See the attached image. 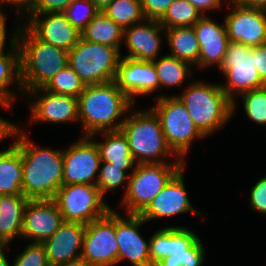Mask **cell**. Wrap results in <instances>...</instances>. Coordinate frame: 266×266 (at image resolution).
<instances>
[{"label":"cell","instance_id":"22","mask_svg":"<svg viewBox=\"0 0 266 266\" xmlns=\"http://www.w3.org/2000/svg\"><path fill=\"white\" fill-rule=\"evenodd\" d=\"M85 224L63 222L42 244L50 266H58L81 257Z\"/></svg>","mask_w":266,"mask_h":266},{"label":"cell","instance_id":"12","mask_svg":"<svg viewBox=\"0 0 266 266\" xmlns=\"http://www.w3.org/2000/svg\"><path fill=\"white\" fill-rule=\"evenodd\" d=\"M93 138L84 136L63 150V185H96L101 159Z\"/></svg>","mask_w":266,"mask_h":266},{"label":"cell","instance_id":"41","mask_svg":"<svg viewBox=\"0 0 266 266\" xmlns=\"http://www.w3.org/2000/svg\"><path fill=\"white\" fill-rule=\"evenodd\" d=\"M74 0H39L37 6L28 15L64 12Z\"/></svg>","mask_w":266,"mask_h":266},{"label":"cell","instance_id":"34","mask_svg":"<svg viewBox=\"0 0 266 266\" xmlns=\"http://www.w3.org/2000/svg\"><path fill=\"white\" fill-rule=\"evenodd\" d=\"M204 246L199 238L188 250L173 252V255L159 260L154 266H202Z\"/></svg>","mask_w":266,"mask_h":266},{"label":"cell","instance_id":"2","mask_svg":"<svg viewBox=\"0 0 266 266\" xmlns=\"http://www.w3.org/2000/svg\"><path fill=\"white\" fill-rule=\"evenodd\" d=\"M133 104L115 81L86 85L78 97V118L82 123L84 136L120 130L125 116L120 121L118 118L129 113Z\"/></svg>","mask_w":266,"mask_h":266},{"label":"cell","instance_id":"15","mask_svg":"<svg viewBox=\"0 0 266 266\" xmlns=\"http://www.w3.org/2000/svg\"><path fill=\"white\" fill-rule=\"evenodd\" d=\"M25 26L39 40L68 52L81 38V32L72 26L63 12L29 15Z\"/></svg>","mask_w":266,"mask_h":266},{"label":"cell","instance_id":"35","mask_svg":"<svg viewBox=\"0 0 266 266\" xmlns=\"http://www.w3.org/2000/svg\"><path fill=\"white\" fill-rule=\"evenodd\" d=\"M246 115L257 124H266V86L240 94Z\"/></svg>","mask_w":266,"mask_h":266},{"label":"cell","instance_id":"45","mask_svg":"<svg viewBox=\"0 0 266 266\" xmlns=\"http://www.w3.org/2000/svg\"><path fill=\"white\" fill-rule=\"evenodd\" d=\"M19 130L20 129L15 126V124L6 121L5 118L3 119L0 117V142L6 137L13 135L17 136Z\"/></svg>","mask_w":266,"mask_h":266},{"label":"cell","instance_id":"3","mask_svg":"<svg viewBox=\"0 0 266 266\" xmlns=\"http://www.w3.org/2000/svg\"><path fill=\"white\" fill-rule=\"evenodd\" d=\"M20 48L21 84L26 94L43 88L68 66V51L39 40L25 25L17 31Z\"/></svg>","mask_w":266,"mask_h":266},{"label":"cell","instance_id":"44","mask_svg":"<svg viewBox=\"0 0 266 266\" xmlns=\"http://www.w3.org/2000/svg\"><path fill=\"white\" fill-rule=\"evenodd\" d=\"M193 6L197 8V10L205 15V11L217 10L220 8L223 0H187Z\"/></svg>","mask_w":266,"mask_h":266},{"label":"cell","instance_id":"1","mask_svg":"<svg viewBox=\"0 0 266 266\" xmlns=\"http://www.w3.org/2000/svg\"><path fill=\"white\" fill-rule=\"evenodd\" d=\"M16 138L21 149L23 195L29 200L53 199L63 185V150L38 147L21 130Z\"/></svg>","mask_w":266,"mask_h":266},{"label":"cell","instance_id":"30","mask_svg":"<svg viewBox=\"0 0 266 266\" xmlns=\"http://www.w3.org/2000/svg\"><path fill=\"white\" fill-rule=\"evenodd\" d=\"M153 65L159 80V88L181 86L186 78H190L192 73L190 65L176 57L166 54L153 60Z\"/></svg>","mask_w":266,"mask_h":266},{"label":"cell","instance_id":"47","mask_svg":"<svg viewBox=\"0 0 266 266\" xmlns=\"http://www.w3.org/2000/svg\"><path fill=\"white\" fill-rule=\"evenodd\" d=\"M245 6L266 10V0H236Z\"/></svg>","mask_w":266,"mask_h":266},{"label":"cell","instance_id":"9","mask_svg":"<svg viewBox=\"0 0 266 266\" xmlns=\"http://www.w3.org/2000/svg\"><path fill=\"white\" fill-rule=\"evenodd\" d=\"M251 49L252 46L230 41L223 63L218 68L226 77V85L220 84V87L232 101V113L237 105L235 95L266 86L255 69V57Z\"/></svg>","mask_w":266,"mask_h":266},{"label":"cell","instance_id":"50","mask_svg":"<svg viewBox=\"0 0 266 266\" xmlns=\"http://www.w3.org/2000/svg\"><path fill=\"white\" fill-rule=\"evenodd\" d=\"M91 1L100 11H103L113 0H91Z\"/></svg>","mask_w":266,"mask_h":266},{"label":"cell","instance_id":"43","mask_svg":"<svg viewBox=\"0 0 266 266\" xmlns=\"http://www.w3.org/2000/svg\"><path fill=\"white\" fill-rule=\"evenodd\" d=\"M39 0H1V5L9 3L10 5L13 4L17 8L18 15L22 14L23 11H26L28 14L37 6ZM22 11V13H21Z\"/></svg>","mask_w":266,"mask_h":266},{"label":"cell","instance_id":"49","mask_svg":"<svg viewBox=\"0 0 266 266\" xmlns=\"http://www.w3.org/2000/svg\"><path fill=\"white\" fill-rule=\"evenodd\" d=\"M7 247V244H0V266H12L9 264L7 256L5 255L4 251Z\"/></svg>","mask_w":266,"mask_h":266},{"label":"cell","instance_id":"32","mask_svg":"<svg viewBox=\"0 0 266 266\" xmlns=\"http://www.w3.org/2000/svg\"><path fill=\"white\" fill-rule=\"evenodd\" d=\"M102 12L123 30L145 19L140 0H113Z\"/></svg>","mask_w":266,"mask_h":266},{"label":"cell","instance_id":"20","mask_svg":"<svg viewBox=\"0 0 266 266\" xmlns=\"http://www.w3.org/2000/svg\"><path fill=\"white\" fill-rule=\"evenodd\" d=\"M165 29L158 20L144 19L124 29L123 41L128 49V57L136 60L153 61L159 56L161 32Z\"/></svg>","mask_w":266,"mask_h":266},{"label":"cell","instance_id":"39","mask_svg":"<svg viewBox=\"0 0 266 266\" xmlns=\"http://www.w3.org/2000/svg\"><path fill=\"white\" fill-rule=\"evenodd\" d=\"M250 208L266 215V175L250 191Z\"/></svg>","mask_w":266,"mask_h":266},{"label":"cell","instance_id":"14","mask_svg":"<svg viewBox=\"0 0 266 266\" xmlns=\"http://www.w3.org/2000/svg\"><path fill=\"white\" fill-rule=\"evenodd\" d=\"M127 217L125 219L116 212L118 263L128 259L134 266H154L150 259V243L139 232L145 221L138 214H127Z\"/></svg>","mask_w":266,"mask_h":266},{"label":"cell","instance_id":"6","mask_svg":"<svg viewBox=\"0 0 266 266\" xmlns=\"http://www.w3.org/2000/svg\"><path fill=\"white\" fill-rule=\"evenodd\" d=\"M181 159L170 163H141L129 173L122 204L127 214L140 215L170 179L184 167Z\"/></svg>","mask_w":266,"mask_h":266},{"label":"cell","instance_id":"25","mask_svg":"<svg viewBox=\"0 0 266 266\" xmlns=\"http://www.w3.org/2000/svg\"><path fill=\"white\" fill-rule=\"evenodd\" d=\"M28 201L24 195H0V244L8 245L21 236Z\"/></svg>","mask_w":266,"mask_h":266},{"label":"cell","instance_id":"27","mask_svg":"<svg viewBox=\"0 0 266 266\" xmlns=\"http://www.w3.org/2000/svg\"><path fill=\"white\" fill-rule=\"evenodd\" d=\"M19 26L16 27V34L10 39V47L8 53L0 54V98L4 102H13L16 99L14 93L9 90V86L14 82L18 90H22L21 84V65H20V48L17 43V31ZM15 98V99H14Z\"/></svg>","mask_w":266,"mask_h":266},{"label":"cell","instance_id":"24","mask_svg":"<svg viewBox=\"0 0 266 266\" xmlns=\"http://www.w3.org/2000/svg\"><path fill=\"white\" fill-rule=\"evenodd\" d=\"M103 133L104 142L94 141L99 152L101 162H109L116 167H122V171L127 172L131 169V173L135 170L137 162L131 155L127 137L122 130L105 131L93 134L95 137Z\"/></svg>","mask_w":266,"mask_h":266},{"label":"cell","instance_id":"17","mask_svg":"<svg viewBox=\"0 0 266 266\" xmlns=\"http://www.w3.org/2000/svg\"><path fill=\"white\" fill-rule=\"evenodd\" d=\"M63 222L53 199L29 200L24 210L21 237L34 240L32 243H43Z\"/></svg>","mask_w":266,"mask_h":266},{"label":"cell","instance_id":"10","mask_svg":"<svg viewBox=\"0 0 266 266\" xmlns=\"http://www.w3.org/2000/svg\"><path fill=\"white\" fill-rule=\"evenodd\" d=\"M53 200L65 222L86 225L104 216L111 209L98 187L91 184L62 185Z\"/></svg>","mask_w":266,"mask_h":266},{"label":"cell","instance_id":"38","mask_svg":"<svg viewBox=\"0 0 266 266\" xmlns=\"http://www.w3.org/2000/svg\"><path fill=\"white\" fill-rule=\"evenodd\" d=\"M12 266H50L42 243H29Z\"/></svg>","mask_w":266,"mask_h":266},{"label":"cell","instance_id":"33","mask_svg":"<svg viewBox=\"0 0 266 266\" xmlns=\"http://www.w3.org/2000/svg\"><path fill=\"white\" fill-rule=\"evenodd\" d=\"M86 85L68 65L60 70L44 87V90L78 98Z\"/></svg>","mask_w":266,"mask_h":266},{"label":"cell","instance_id":"40","mask_svg":"<svg viewBox=\"0 0 266 266\" xmlns=\"http://www.w3.org/2000/svg\"><path fill=\"white\" fill-rule=\"evenodd\" d=\"M174 0H140L145 19L159 20Z\"/></svg>","mask_w":266,"mask_h":266},{"label":"cell","instance_id":"7","mask_svg":"<svg viewBox=\"0 0 266 266\" xmlns=\"http://www.w3.org/2000/svg\"><path fill=\"white\" fill-rule=\"evenodd\" d=\"M120 59L116 47L90 42L82 37L68 52V65L85 85L114 81Z\"/></svg>","mask_w":266,"mask_h":266},{"label":"cell","instance_id":"46","mask_svg":"<svg viewBox=\"0 0 266 266\" xmlns=\"http://www.w3.org/2000/svg\"><path fill=\"white\" fill-rule=\"evenodd\" d=\"M5 42H6V23H5V16L0 11V54L5 53Z\"/></svg>","mask_w":266,"mask_h":266},{"label":"cell","instance_id":"16","mask_svg":"<svg viewBox=\"0 0 266 266\" xmlns=\"http://www.w3.org/2000/svg\"><path fill=\"white\" fill-rule=\"evenodd\" d=\"M114 81L133 103L135 96L151 94L159 89V80L152 61L122 56Z\"/></svg>","mask_w":266,"mask_h":266},{"label":"cell","instance_id":"36","mask_svg":"<svg viewBox=\"0 0 266 266\" xmlns=\"http://www.w3.org/2000/svg\"><path fill=\"white\" fill-rule=\"evenodd\" d=\"M100 12L91 0H74L63 12L80 32Z\"/></svg>","mask_w":266,"mask_h":266},{"label":"cell","instance_id":"26","mask_svg":"<svg viewBox=\"0 0 266 266\" xmlns=\"http://www.w3.org/2000/svg\"><path fill=\"white\" fill-rule=\"evenodd\" d=\"M21 149L16 143L0 151V195H23Z\"/></svg>","mask_w":266,"mask_h":266},{"label":"cell","instance_id":"19","mask_svg":"<svg viewBox=\"0 0 266 266\" xmlns=\"http://www.w3.org/2000/svg\"><path fill=\"white\" fill-rule=\"evenodd\" d=\"M42 93L31 105L30 114L34 122L64 123L76 122L78 118V98L60 95L43 88L28 91L25 95ZM45 94V95H44Z\"/></svg>","mask_w":266,"mask_h":266},{"label":"cell","instance_id":"23","mask_svg":"<svg viewBox=\"0 0 266 266\" xmlns=\"http://www.w3.org/2000/svg\"><path fill=\"white\" fill-rule=\"evenodd\" d=\"M198 239L193 231L180 226L161 228L149 240L151 263L154 265L173 252L188 250Z\"/></svg>","mask_w":266,"mask_h":266},{"label":"cell","instance_id":"29","mask_svg":"<svg viewBox=\"0 0 266 266\" xmlns=\"http://www.w3.org/2000/svg\"><path fill=\"white\" fill-rule=\"evenodd\" d=\"M124 30L100 11L82 30L81 37L87 41L116 47L120 51Z\"/></svg>","mask_w":266,"mask_h":266},{"label":"cell","instance_id":"11","mask_svg":"<svg viewBox=\"0 0 266 266\" xmlns=\"http://www.w3.org/2000/svg\"><path fill=\"white\" fill-rule=\"evenodd\" d=\"M118 251L116 211L111 208L85 225L81 257L91 266H113L118 263Z\"/></svg>","mask_w":266,"mask_h":266},{"label":"cell","instance_id":"37","mask_svg":"<svg viewBox=\"0 0 266 266\" xmlns=\"http://www.w3.org/2000/svg\"><path fill=\"white\" fill-rule=\"evenodd\" d=\"M127 174V172L122 171V167L113 166L109 162H101L96 183L101 196L103 197L106 192L123 185L125 180H127L126 185H128L129 174L128 176Z\"/></svg>","mask_w":266,"mask_h":266},{"label":"cell","instance_id":"13","mask_svg":"<svg viewBox=\"0 0 266 266\" xmlns=\"http://www.w3.org/2000/svg\"><path fill=\"white\" fill-rule=\"evenodd\" d=\"M228 1L233 5L224 20L229 40L252 47L266 44V10Z\"/></svg>","mask_w":266,"mask_h":266},{"label":"cell","instance_id":"28","mask_svg":"<svg viewBox=\"0 0 266 266\" xmlns=\"http://www.w3.org/2000/svg\"><path fill=\"white\" fill-rule=\"evenodd\" d=\"M165 38L172 55L190 66L199 62L200 46L193 26L165 29Z\"/></svg>","mask_w":266,"mask_h":266},{"label":"cell","instance_id":"51","mask_svg":"<svg viewBox=\"0 0 266 266\" xmlns=\"http://www.w3.org/2000/svg\"><path fill=\"white\" fill-rule=\"evenodd\" d=\"M13 104H14V102H4V101L0 98V106H2L3 108L11 109V107H13V106H12Z\"/></svg>","mask_w":266,"mask_h":266},{"label":"cell","instance_id":"42","mask_svg":"<svg viewBox=\"0 0 266 266\" xmlns=\"http://www.w3.org/2000/svg\"><path fill=\"white\" fill-rule=\"evenodd\" d=\"M251 52L255 57V69L262 82L266 85V44L253 46Z\"/></svg>","mask_w":266,"mask_h":266},{"label":"cell","instance_id":"48","mask_svg":"<svg viewBox=\"0 0 266 266\" xmlns=\"http://www.w3.org/2000/svg\"><path fill=\"white\" fill-rule=\"evenodd\" d=\"M58 266H91L82 257L69 261L67 263L60 264Z\"/></svg>","mask_w":266,"mask_h":266},{"label":"cell","instance_id":"18","mask_svg":"<svg viewBox=\"0 0 266 266\" xmlns=\"http://www.w3.org/2000/svg\"><path fill=\"white\" fill-rule=\"evenodd\" d=\"M182 167L164 186L151 201L147 208L140 214L145 222L162 217H170L185 212L201 216V213L194 209L187 196Z\"/></svg>","mask_w":266,"mask_h":266},{"label":"cell","instance_id":"31","mask_svg":"<svg viewBox=\"0 0 266 266\" xmlns=\"http://www.w3.org/2000/svg\"><path fill=\"white\" fill-rule=\"evenodd\" d=\"M203 15L187 0H174L158 20L164 29L193 26Z\"/></svg>","mask_w":266,"mask_h":266},{"label":"cell","instance_id":"5","mask_svg":"<svg viewBox=\"0 0 266 266\" xmlns=\"http://www.w3.org/2000/svg\"><path fill=\"white\" fill-rule=\"evenodd\" d=\"M121 130L127 137L131 155L137 164L167 163L164 160L167 156H176L167 145L160 121L151 108L136 110L126 116Z\"/></svg>","mask_w":266,"mask_h":266},{"label":"cell","instance_id":"8","mask_svg":"<svg viewBox=\"0 0 266 266\" xmlns=\"http://www.w3.org/2000/svg\"><path fill=\"white\" fill-rule=\"evenodd\" d=\"M157 104L151 109L157 115L162 132L169 148L176 155V159L184 161L195 138L205 136L195 126L184 104L177 96L162 95L155 97Z\"/></svg>","mask_w":266,"mask_h":266},{"label":"cell","instance_id":"4","mask_svg":"<svg viewBox=\"0 0 266 266\" xmlns=\"http://www.w3.org/2000/svg\"><path fill=\"white\" fill-rule=\"evenodd\" d=\"M177 98L184 104L198 130L206 137L232 117V101L220 84L191 82Z\"/></svg>","mask_w":266,"mask_h":266},{"label":"cell","instance_id":"21","mask_svg":"<svg viewBox=\"0 0 266 266\" xmlns=\"http://www.w3.org/2000/svg\"><path fill=\"white\" fill-rule=\"evenodd\" d=\"M200 46L199 62L200 68L215 65L220 68L230 40L228 38L225 24H218L213 19L203 15L194 25Z\"/></svg>","mask_w":266,"mask_h":266}]
</instances>
